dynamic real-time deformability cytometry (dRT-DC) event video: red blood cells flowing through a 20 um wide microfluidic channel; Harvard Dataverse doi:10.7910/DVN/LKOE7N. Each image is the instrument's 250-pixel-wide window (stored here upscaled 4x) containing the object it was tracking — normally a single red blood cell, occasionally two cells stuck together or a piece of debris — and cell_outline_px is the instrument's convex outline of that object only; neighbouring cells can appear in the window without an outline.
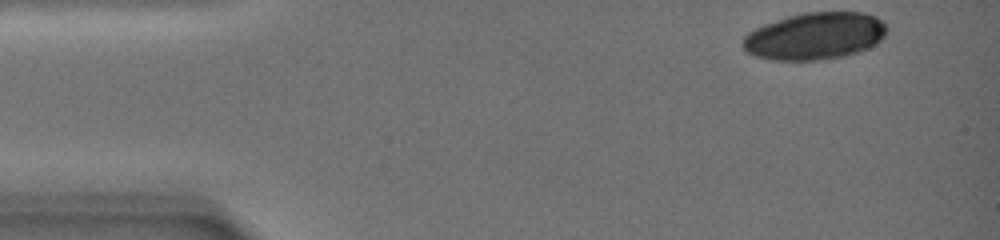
{"species": "common noctule bat (a hibernating species)", "species_latin": "Nyctalus noctula", "temperature_condition": "warm", "stored_images_in_passage": 38, "camera_frame_rate_fps": 3000, "um_per_image_px": 0.085, "animal": {"sex": "female", "body_mass_g": 19.0, "forearm_length_mm": 51.5}, "frame": {"image": 1, "passage_image": 1, "time_ms": 0.0, "image_size_px": [1000, 240], "cell_outline_px": [[888, 28], [884, 36], [876, 44], [868, 48], [844, 56], [816, 60], [772, 60], [756, 56], [748, 52], [744, 48], [744, 36], [748, 32], [764, 24], [788, 16], [804, 12], [864, 12], [876, 16]], "centroid_in_image_um": [69.28, 3.06], "position_along_channel_um": 15.7, "area_um2": 39.36}}